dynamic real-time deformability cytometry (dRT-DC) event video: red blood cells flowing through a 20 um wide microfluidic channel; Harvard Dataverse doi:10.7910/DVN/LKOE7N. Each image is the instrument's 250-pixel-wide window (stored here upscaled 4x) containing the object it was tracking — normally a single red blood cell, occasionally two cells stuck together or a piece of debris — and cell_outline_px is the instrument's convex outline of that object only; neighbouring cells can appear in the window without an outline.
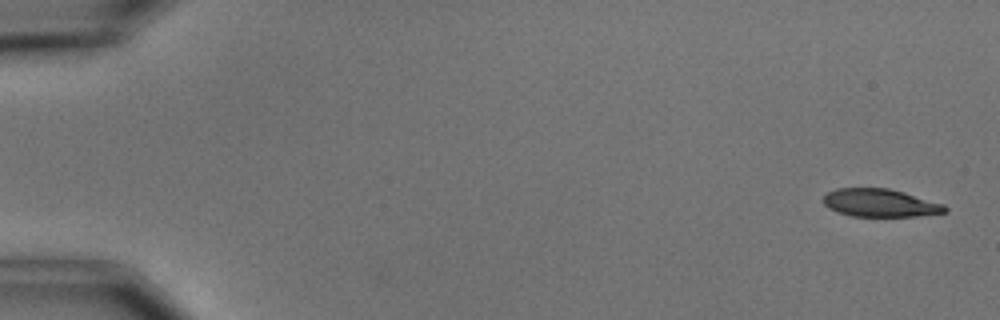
{"species": "common noctule bat (a hibernating species)", "species_latin": "Nyctalus noctula", "temperature_condition": "cold", "stored_images_in_passage": 4, "camera_frame_rate_fps": 3000, "um_per_image_px": 0.085, "animal": {"sex": "male", "body_mass_g": 15.6}, "frame": {"image": 1, "passage_image": 1, "time_ms": 0.0, "image_size_px": [1000, 320], "cell_outline_px": [[948, 212], [916, 216], [852, 216], [836, 212], [828, 208], [824, 204], [824, 196], [828, 192], [836, 188], [888, 188], [904, 192], [944, 204], [948, 208]], "centroid_in_image_um": [74.81, 17.25], "position_along_channel_um": 10.2, "area_um2": 19.83}}
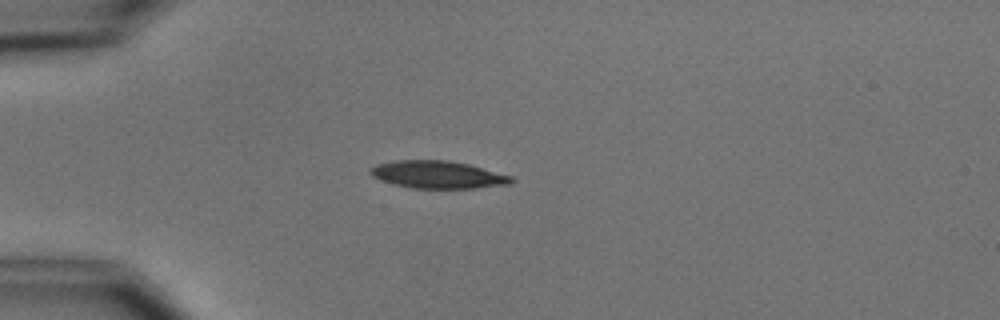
{"frame": {"image": 2, "passage_image": 4, "time_ms": 4.333, "image_size_px": [1000, 320], "cell_outline_px": [[516, 180], [512, 184], [476, 188], [412, 188], [392, 184], [372, 176], [368, 172], [376, 164], [392, 160], [448, 160], [468, 164], [512, 176]], "centroid_in_image_um": [37.22, 14.84], "position_along_channel_um": 47.8, "area_um2": 22.72}}